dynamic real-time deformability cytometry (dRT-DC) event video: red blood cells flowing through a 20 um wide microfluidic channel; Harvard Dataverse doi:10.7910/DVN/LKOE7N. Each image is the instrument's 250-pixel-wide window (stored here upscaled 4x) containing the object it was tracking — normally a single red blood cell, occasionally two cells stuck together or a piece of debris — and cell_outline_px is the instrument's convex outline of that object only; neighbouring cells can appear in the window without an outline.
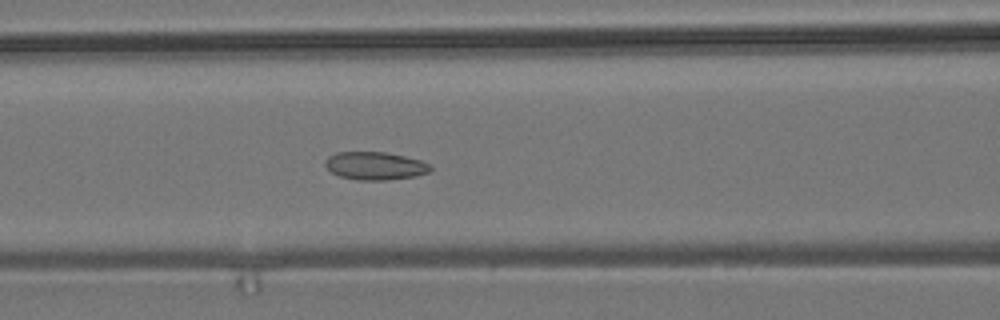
{"species": "common noctule bat (a hibernating species)", "species_latin": "Nyctalus noctula", "temperature_condition": "room temperature", "stored_images_in_passage": 54, "camera_frame_rate_fps": 3000, "um_per_image_px": 0.085, "animal": {"sex": "male", "body_mass_g": 19.2, "forearm_length_mm": 51.8}, "frame": {"image": 1, "passage_image": 22, "time_ms": 7.0, "image_size_px": [1000, 320], "cell_outline_px": [[432, 168], [428, 172], [416, 176], [384, 180], [356, 180], [340, 176], [332, 172], [324, 164], [328, 156], [336, 152], [384, 152], [404, 156], [420, 160], [428, 164]], "centroid_in_image_um": [31.86, 14.09], "position_along_channel_um": 134.7, "area_um2": 16.99}}
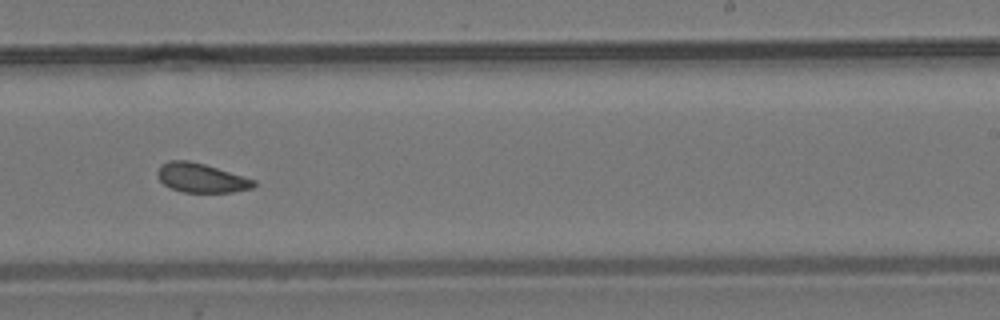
{"frame": {"image": 2, "passage_image": 33, "time_ms": 10.667, "image_size_px": [1000, 320], "cell_outline_px": [[256, 184], [252, 188], [232, 192], [184, 192], [172, 188], [164, 184], [156, 176], [156, 172], [160, 164], [168, 160], [188, 160], [204, 164], [256, 180]], "centroid_in_image_um": [17.07, 15.11], "position_along_channel_um": 271.9, "area_um2": 16.36}}
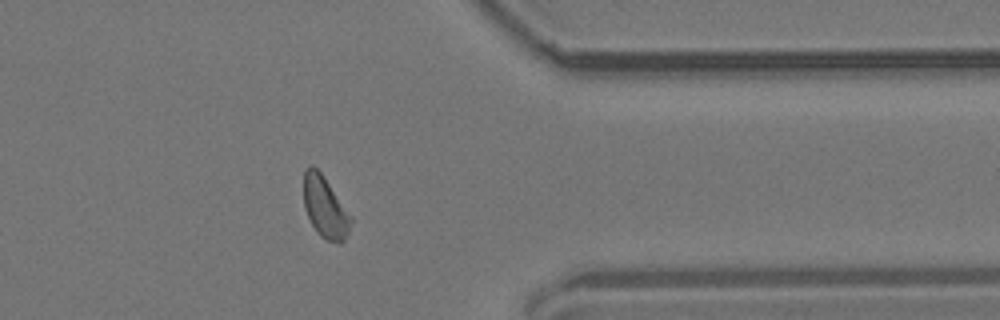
{"frame": {"image": 3, "passage_image": 43, "time_ms": 14.0, "image_size_px": [1000, 320], "cell_outline_px": [[352, 220], [348, 232], [344, 240], [340, 244], [324, 240], [316, 232], [304, 208], [304, 172], [308, 164], [312, 164], [320, 172], [352, 216]], "centroid_in_image_um": [27.62, 17.64], "position_along_channel_um": 383.8, "area_um2": 16.88}, "authors_computed_cell_mechanics": {"area_um2": 17.1377, "velocity_mm_per_s": 3.7581, "shape_relaxation_time_tau1_ms": 7.1431, "shape_relaxation_time_tau2_ms": 1.8086, "deformation_change_tau1": 0.0833, "deformation_change_tau2": 0.0726}}